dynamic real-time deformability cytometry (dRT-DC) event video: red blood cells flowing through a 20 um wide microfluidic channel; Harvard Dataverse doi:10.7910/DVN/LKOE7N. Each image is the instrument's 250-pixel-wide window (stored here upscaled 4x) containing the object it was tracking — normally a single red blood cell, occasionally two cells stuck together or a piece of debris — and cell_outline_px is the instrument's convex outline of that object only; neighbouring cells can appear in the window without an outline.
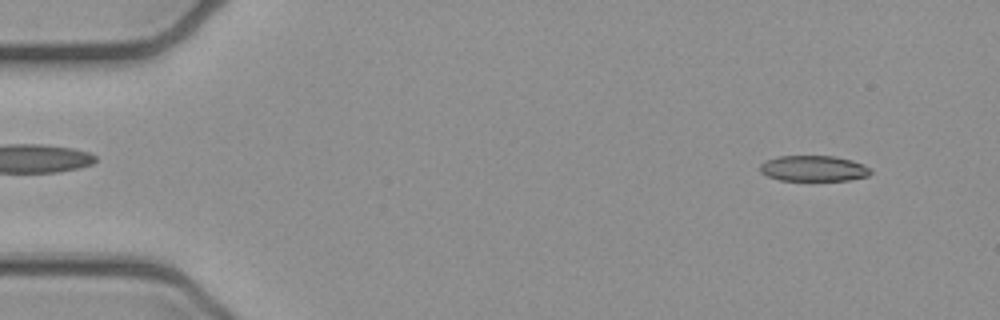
{"species": "common noctule bat (a hibernating species)", "species_latin": "Nyctalus noctula", "temperature_condition": "cold", "stored_images_in_passage": 4, "camera_frame_rate_fps": 3000, "um_per_image_px": 0.085, "animal": {"sex": "female", "body_mass_g": 21.9}, "frame": {"image": 1, "passage_image": 1, "time_ms": 0.0, "image_size_px": [1000, 320], "cell_outline_px": [[872, 172], [868, 176], [848, 180], [780, 180], [768, 176], [760, 172], [760, 164], [764, 160], [780, 156], [832, 156], [852, 160], [864, 164]], "centroid_in_image_um": [69.14, 14.31], "position_along_channel_um": 15.9, "area_um2": 16.53}}
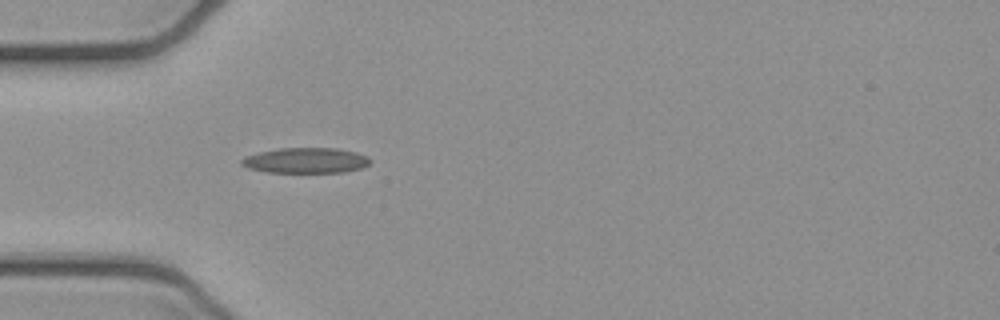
{"frame": {"image": 2, "passage_image": 4, "time_ms": 1.0, "image_size_px": [1000, 320], "cell_outline_px": [[372, 160], [368, 164], [360, 168], [344, 172], [268, 172], [248, 168], [240, 164], [240, 160], [244, 156], [260, 152], [280, 148], [336, 148], [356, 152], [368, 156]], "centroid_in_image_um": [25.98, 13.63], "position_along_channel_um": 59.0, "area_um2": 19.02}}